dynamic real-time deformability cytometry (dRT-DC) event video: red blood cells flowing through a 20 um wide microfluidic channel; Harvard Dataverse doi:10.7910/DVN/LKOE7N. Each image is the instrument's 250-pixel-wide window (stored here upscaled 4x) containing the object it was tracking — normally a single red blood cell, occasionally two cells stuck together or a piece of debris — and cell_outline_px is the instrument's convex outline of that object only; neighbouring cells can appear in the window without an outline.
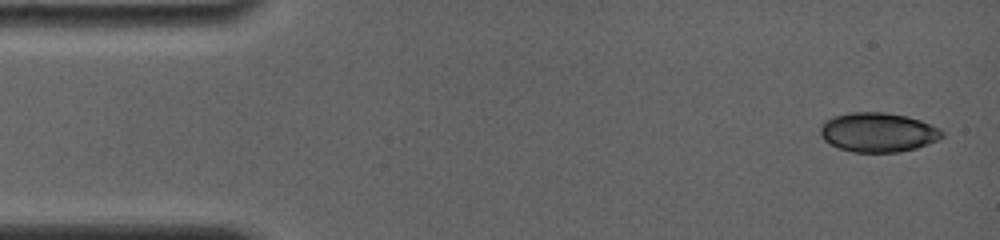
{"species": "common noctule bat (a hibernating species)", "species_latin": "Nyctalus noctula", "temperature_condition": "room temperature", "stored_images_in_passage": 6, "camera_frame_rate_fps": 4000, "um_per_image_px": 0.085, "animal": {"sex": "female", "body_mass_g": 19.0, "forearm_length_mm": 56.7}, "frame": {"image": 1, "passage_image": 1, "time_ms": 0.0, "image_size_px": [1000, 240], "cell_outline_px": [[944, 136], [928, 144], [916, 148], [900, 152], [852, 152], [840, 148], [824, 140], [820, 136], [820, 124], [824, 120], [832, 116], [848, 112], [884, 112], [908, 116], [920, 120], [940, 128], [944, 132]], "centroid_in_image_um": [74.61, 11.23], "position_along_channel_um": 10.4, "area_um2": 28.21}}
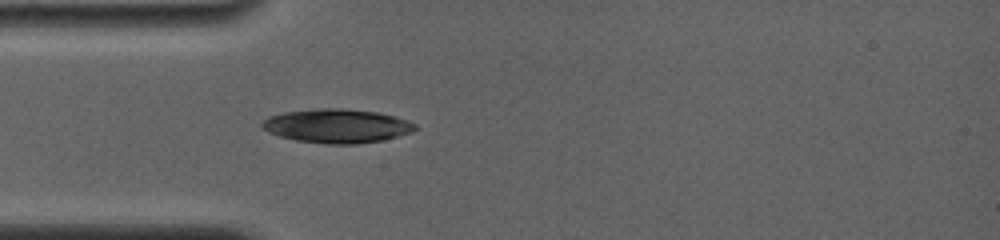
{"frame": {"image": 2, "passage_image": 6, "time_ms": 4.0, "image_size_px": [1000, 240], "cell_outline_px": [[420, 128], [412, 132], [384, 140], [356, 144], [328, 144], [296, 140], [280, 136], [268, 132], [260, 124], [268, 116], [284, 112], [316, 108], [340, 108], [376, 112], [408, 120], [416, 124]], "centroid_in_image_um": [28.66, 10.7], "position_along_channel_um": 56.3, "area_um2": 30.29}}